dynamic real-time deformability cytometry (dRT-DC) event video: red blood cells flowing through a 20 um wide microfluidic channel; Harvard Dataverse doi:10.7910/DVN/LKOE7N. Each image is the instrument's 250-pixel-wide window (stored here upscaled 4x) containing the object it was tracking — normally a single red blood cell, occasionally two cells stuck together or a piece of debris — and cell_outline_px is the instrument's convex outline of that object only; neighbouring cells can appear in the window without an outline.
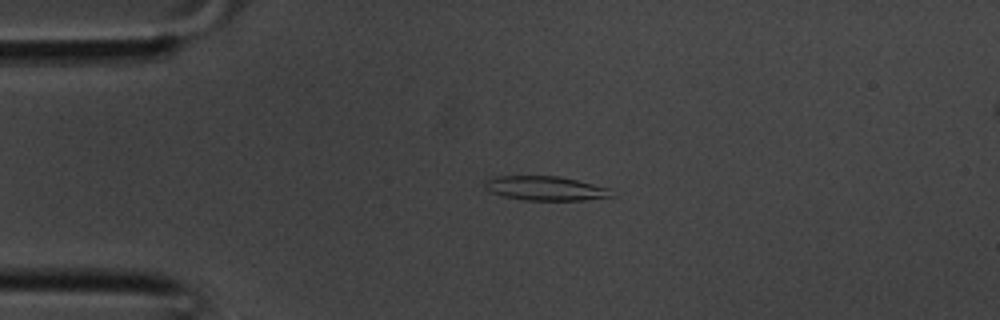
{"species": "common noctule bat (a hibernating species)", "species_latin": "Nyctalus noctula", "temperature_condition": "room temperature", "stored_images_in_passage": 28, "camera_frame_rate_fps": 3000, "um_per_image_px": 0.085, "animal": {"sex": "male", "body_mass_g": 20.1, "forearm_length_mm": 53.5}, "frame": {"image": 1, "passage_image": 3, "time_ms": 0.667, "image_size_px": [1000, 320], "cell_outline_px": [[620, 196], [584, 200], [524, 200], [500, 196], [484, 188], [484, 180], [496, 176], [560, 176], [612, 188]], "centroid_in_image_um": [46.45, 16.01], "position_along_channel_um": 38.5, "area_um2": 18.44}}
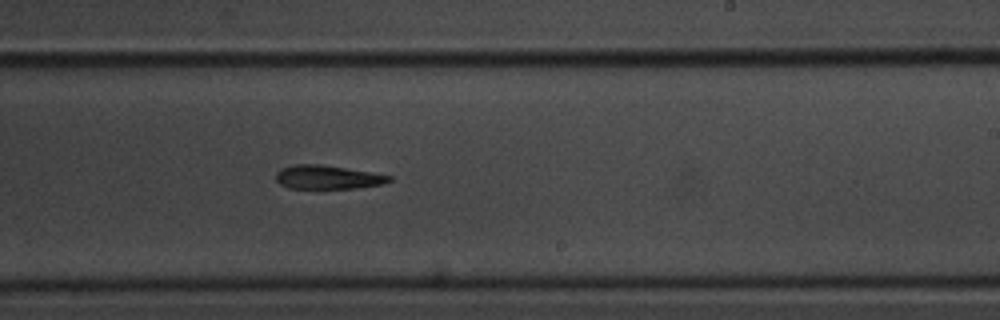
{"frame": {"image": 2, "passage_image": 17, "time_ms": 5.333, "image_size_px": [1000, 320], "cell_outline_px": [[392, 180], [384, 184], [356, 188], [288, 188], [280, 184], [276, 180], [276, 172], [284, 168], [296, 164], [320, 164], [392, 176]], "centroid_in_image_um": [27.85, 15.07], "position_along_channel_um": 261.2, "area_um2": 15.43}}
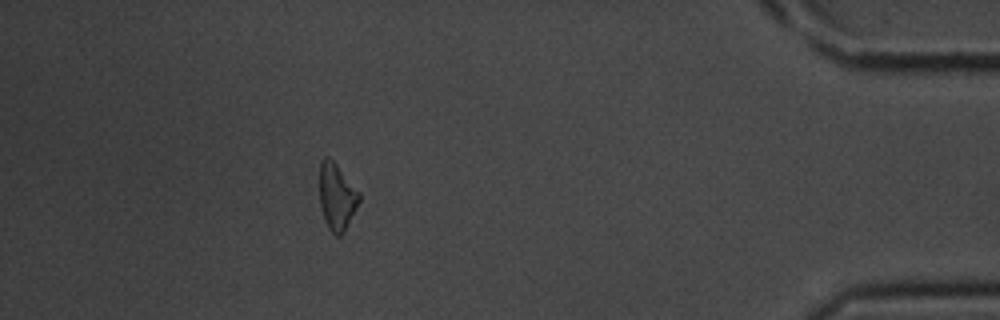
{"frame": {"image": 3, "passage_image": 28, "time_ms": 9.0, "image_size_px": [1000, 320], "cell_outline_px": [[360, 200], [344, 232], [340, 236], [336, 236], [328, 228], [320, 208], [320, 160], [324, 156], [328, 156], [336, 164], [360, 192]], "centroid_in_image_um": [28.62, 16.71], "position_along_channel_um": 406.6, "area_um2": 15.37}}